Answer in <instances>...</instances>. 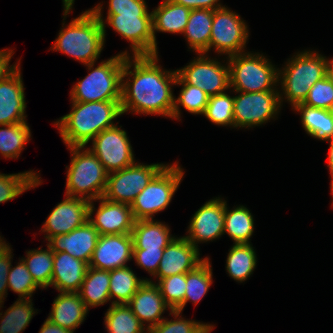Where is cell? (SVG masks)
Wrapping results in <instances>:
<instances>
[{"label": "cell", "instance_id": "5b68a950", "mask_svg": "<svg viewBox=\"0 0 333 333\" xmlns=\"http://www.w3.org/2000/svg\"><path fill=\"white\" fill-rule=\"evenodd\" d=\"M278 68V86L281 106L287 101L292 109L304 102L312 86L327 75L326 56L318 51L296 52ZM284 96V97H283Z\"/></svg>", "mask_w": 333, "mask_h": 333}, {"label": "cell", "instance_id": "60d3db41", "mask_svg": "<svg viewBox=\"0 0 333 333\" xmlns=\"http://www.w3.org/2000/svg\"><path fill=\"white\" fill-rule=\"evenodd\" d=\"M233 105L234 96L228 95L227 92L209 96L207 106L202 115L217 126L234 128Z\"/></svg>", "mask_w": 333, "mask_h": 333}, {"label": "cell", "instance_id": "277c9868", "mask_svg": "<svg viewBox=\"0 0 333 333\" xmlns=\"http://www.w3.org/2000/svg\"><path fill=\"white\" fill-rule=\"evenodd\" d=\"M63 23L50 50L59 51L87 65L96 63L105 45L102 24L95 14L86 10L66 26V16L73 7H63ZM66 26V27H65Z\"/></svg>", "mask_w": 333, "mask_h": 333}, {"label": "cell", "instance_id": "e575fe53", "mask_svg": "<svg viewBox=\"0 0 333 333\" xmlns=\"http://www.w3.org/2000/svg\"><path fill=\"white\" fill-rule=\"evenodd\" d=\"M47 246V249L39 247L26 251V256L21 258L29 270L34 281L42 288L47 289L51 285L54 252Z\"/></svg>", "mask_w": 333, "mask_h": 333}, {"label": "cell", "instance_id": "ba28073f", "mask_svg": "<svg viewBox=\"0 0 333 333\" xmlns=\"http://www.w3.org/2000/svg\"><path fill=\"white\" fill-rule=\"evenodd\" d=\"M226 61L229 65L232 91H279L278 68L263 53L244 52L229 56Z\"/></svg>", "mask_w": 333, "mask_h": 333}, {"label": "cell", "instance_id": "74e56055", "mask_svg": "<svg viewBox=\"0 0 333 333\" xmlns=\"http://www.w3.org/2000/svg\"><path fill=\"white\" fill-rule=\"evenodd\" d=\"M210 259H206L194 270L186 273V291L184 307L191 301L196 306L207 294L213 284V272Z\"/></svg>", "mask_w": 333, "mask_h": 333}, {"label": "cell", "instance_id": "f35d334b", "mask_svg": "<svg viewBox=\"0 0 333 333\" xmlns=\"http://www.w3.org/2000/svg\"><path fill=\"white\" fill-rule=\"evenodd\" d=\"M33 170L4 174L0 173V204L13 200L25 191L41 185L42 180Z\"/></svg>", "mask_w": 333, "mask_h": 333}, {"label": "cell", "instance_id": "c3c4849f", "mask_svg": "<svg viewBox=\"0 0 333 333\" xmlns=\"http://www.w3.org/2000/svg\"><path fill=\"white\" fill-rule=\"evenodd\" d=\"M14 51L12 49H1L0 50V81L9 75L20 63L10 65V61L13 57Z\"/></svg>", "mask_w": 333, "mask_h": 333}, {"label": "cell", "instance_id": "2e32d148", "mask_svg": "<svg viewBox=\"0 0 333 333\" xmlns=\"http://www.w3.org/2000/svg\"><path fill=\"white\" fill-rule=\"evenodd\" d=\"M225 199L216 197L205 202L190 219L184 236L198 248V244L214 241L224 235Z\"/></svg>", "mask_w": 333, "mask_h": 333}, {"label": "cell", "instance_id": "6da1fadb", "mask_svg": "<svg viewBox=\"0 0 333 333\" xmlns=\"http://www.w3.org/2000/svg\"><path fill=\"white\" fill-rule=\"evenodd\" d=\"M159 55L126 56L122 72V113L161 115L173 119L172 88L177 71L162 69ZM132 67V69H131Z\"/></svg>", "mask_w": 333, "mask_h": 333}, {"label": "cell", "instance_id": "f1b7e54d", "mask_svg": "<svg viewBox=\"0 0 333 333\" xmlns=\"http://www.w3.org/2000/svg\"><path fill=\"white\" fill-rule=\"evenodd\" d=\"M293 111L300 113L305 132L314 139H333V111L298 104Z\"/></svg>", "mask_w": 333, "mask_h": 333}, {"label": "cell", "instance_id": "603a6c76", "mask_svg": "<svg viewBox=\"0 0 333 333\" xmlns=\"http://www.w3.org/2000/svg\"><path fill=\"white\" fill-rule=\"evenodd\" d=\"M88 264L66 252H54L52 288L58 292H79Z\"/></svg>", "mask_w": 333, "mask_h": 333}, {"label": "cell", "instance_id": "44dd1931", "mask_svg": "<svg viewBox=\"0 0 333 333\" xmlns=\"http://www.w3.org/2000/svg\"><path fill=\"white\" fill-rule=\"evenodd\" d=\"M140 322L149 329L160 323L165 311L172 310L164 301L158 285L146 280L127 303Z\"/></svg>", "mask_w": 333, "mask_h": 333}, {"label": "cell", "instance_id": "9c48e42d", "mask_svg": "<svg viewBox=\"0 0 333 333\" xmlns=\"http://www.w3.org/2000/svg\"><path fill=\"white\" fill-rule=\"evenodd\" d=\"M183 171L178 161L166 164L130 205L134 219H154L155 214L164 211L181 184Z\"/></svg>", "mask_w": 333, "mask_h": 333}, {"label": "cell", "instance_id": "4fadbf2b", "mask_svg": "<svg viewBox=\"0 0 333 333\" xmlns=\"http://www.w3.org/2000/svg\"><path fill=\"white\" fill-rule=\"evenodd\" d=\"M199 53L188 65L177 69V74L189 85L196 86L208 96L228 91L230 88V71L228 61L219 62L216 58Z\"/></svg>", "mask_w": 333, "mask_h": 333}, {"label": "cell", "instance_id": "e0dca14e", "mask_svg": "<svg viewBox=\"0 0 333 333\" xmlns=\"http://www.w3.org/2000/svg\"><path fill=\"white\" fill-rule=\"evenodd\" d=\"M64 196L65 199L56 204L42 225L41 232L45 233L44 238L47 241L52 237L68 234L88 221L89 201Z\"/></svg>", "mask_w": 333, "mask_h": 333}, {"label": "cell", "instance_id": "d6986e66", "mask_svg": "<svg viewBox=\"0 0 333 333\" xmlns=\"http://www.w3.org/2000/svg\"><path fill=\"white\" fill-rule=\"evenodd\" d=\"M205 258H200L199 248L195 247L184 236L175 237L164 249L162 259L153 276L157 282L165 277L184 274L194 270Z\"/></svg>", "mask_w": 333, "mask_h": 333}, {"label": "cell", "instance_id": "f907efd6", "mask_svg": "<svg viewBox=\"0 0 333 333\" xmlns=\"http://www.w3.org/2000/svg\"><path fill=\"white\" fill-rule=\"evenodd\" d=\"M329 142L330 147H329V152H328V157H327V167L329 168L330 172V179L331 181L333 180V139L327 140Z\"/></svg>", "mask_w": 333, "mask_h": 333}, {"label": "cell", "instance_id": "83f0119b", "mask_svg": "<svg viewBox=\"0 0 333 333\" xmlns=\"http://www.w3.org/2000/svg\"><path fill=\"white\" fill-rule=\"evenodd\" d=\"M110 271L88 266L79 295L86 308L104 305L110 301Z\"/></svg>", "mask_w": 333, "mask_h": 333}, {"label": "cell", "instance_id": "816d5d0a", "mask_svg": "<svg viewBox=\"0 0 333 333\" xmlns=\"http://www.w3.org/2000/svg\"><path fill=\"white\" fill-rule=\"evenodd\" d=\"M327 61V75L333 80V58H326Z\"/></svg>", "mask_w": 333, "mask_h": 333}, {"label": "cell", "instance_id": "ffe728a7", "mask_svg": "<svg viewBox=\"0 0 333 333\" xmlns=\"http://www.w3.org/2000/svg\"><path fill=\"white\" fill-rule=\"evenodd\" d=\"M18 66L0 81V125L27 122L23 78Z\"/></svg>", "mask_w": 333, "mask_h": 333}, {"label": "cell", "instance_id": "f5cc1de1", "mask_svg": "<svg viewBox=\"0 0 333 333\" xmlns=\"http://www.w3.org/2000/svg\"><path fill=\"white\" fill-rule=\"evenodd\" d=\"M63 7H73L75 0H62Z\"/></svg>", "mask_w": 333, "mask_h": 333}, {"label": "cell", "instance_id": "db71d44e", "mask_svg": "<svg viewBox=\"0 0 333 333\" xmlns=\"http://www.w3.org/2000/svg\"><path fill=\"white\" fill-rule=\"evenodd\" d=\"M330 190H331V194H332V198H333V180L330 183ZM333 202V199H332ZM332 207H333V203H332Z\"/></svg>", "mask_w": 333, "mask_h": 333}, {"label": "cell", "instance_id": "d4e9b609", "mask_svg": "<svg viewBox=\"0 0 333 333\" xmlns=\"http://www.w3.org/2000/svg\"><path fill=\"white\" fill-rule=\"evenodd\" d=\"M152 12V32L155 40V55H158L156 32L183 34L188 23L191 10L174 4L170 0H163Z\"/></svg>", "mask_w": 333, "mask_h": 333}, {"label": "cell", "instance_id": "7dc6e473", "mask_svg": "<svg viewBox=\"0 0 333 333\" xmlns=\"http://www.w3.org/2000/svg\"><path fill=\"white\" fill-rule=\"evenodd\" d=\"M174 4H178L184 7L189 8L190 10L193 9H211L216 10L219 8L224 7L220 0H170Z\"/></svg>", "mask_w": 333, "mask_h": 333}, {"label": "cell", "instance_id": "1f68e13d", "mask_svg": "<svg viewBox=\"0 0 333 333\" xmlns=\"http://www.w3.org/2000/svg\"><path fill=\"white\" fill-rule=\"evenodd\" d=\"M146 280L148 278L137 277L129 266L110 270L111 304H127Z\"/></svg>", "mask_w": 333, "mask_h": 333}, {"label": "cell", "instance_id": "8992f818", "mask_svg": "<svg viewBox=\"0 0 333 333\" xmlns=\"http://www.w3.org/2000/svg\"><path fill=\"white\" fill-rule=\"evenodd\" d=\"M130 54L125 50L102 60L97 67L95 63L85 65L90 72L73 85L71 102L121 101L123 66Z\"/></svg>", "mask_w": 333, "mask_h": 333}, {"label": "cell", "instance_id": "d6a6232c", "mask_svg": "<svg viewBox=\"0 0 333 333\" xmlns=\"http://www.w3.org/2000/svg\"><path fill=\"white\" fill-rule=\"evenodd\" d=\"M32 301L31 298H18L4 313L1 312L0 333H22L33 316L38 313V310L34 309ZM1 307H3V303L0 304Z\"/></svg>", "mask_w": 333, "mask_h": 333}, {"label": "cell", "instance_id": "4316f807", "mask_svg": "<svg viewBox=\"0 0 333 333\" xmlns=\"http://www.w3.org/2000/svg\"><path fill=\"white\" fill-rule=\"evenodd\" d=\"M214 11L211 9H193L182 35L186 38L190 50L208 54Z\"/></svg>", "mask_w": 333, "mask_h": 333}, {"label": "cell", "instance_id": "b9f144b4", "mask_svg": "<svg viewBox=\"0 0 333 333\" xmlns=\"http://www.w3.org/2000/svg\"><path fill=\"white\" fill-rule=\"evenodd\" d=\"M158 285L165 303L172 309L182 313L186 291V273L171 275L158 282L148 279Z\"/></svg>", "mask_w": 333, "mask_h": 333}, {"label": "cell", "instance_id": "ac0fdd59", "mask_svg": "<svg viewBox=\"0 0 333 333\" xmlns=\"http://www.w3.org/2000/svg\"><path fill=\"white\" fill-rule=\"evenodd\" d=\"M132 234L99 235L89 266L100 270L126 267L132 260Z\"/></svg>", "mask_w": 333, "mask_h": 333}, {"label": "cell", "instance_id": "52a82bcc", "mask_svg": "<svg viewBox=\"0 0 333 333\" xmlns=\"http://www.w3.org/2000/svg\"><path fill=\"white\" fill-rule=\"evenodd\" d=\"M71 153V163L66 166L65 195L83 198L88 201L103 196L108 172L97 156L87 147H67Z\"/></svg>", "mask_w": 333, "mask_h": 333}, {"label": "cell", "instance_id": "484cf974", "mask_svg": "<svg viewBox=\"0 0 333 333\" xmlns=\"http://www.w3.org/2000/svg\"><path fill=\"white\" fill-rule=\"evenodd\" d=\"M168 224L154 219L136 220L132 229L133 249L164 250L176 237Z\"/></svg>", "mask_w": 333, "mask_h": 333}, {"label": "cell", "instance_id": "bcb514c9", "mask_svg": "<svg viewBox=\"0 0 333 333\" xmlns=\"http://www.w3.org/2000/svg\"><path fill=\"white\" fill-rule=\"evenodd\" d=\"M163 252L164 250L133 249L132 259L152 277L157 273Z\"/></svg>", "mask_w": 333, "mask_h": 333}, {"label": "cell", "instance_id": "7bdbcfd3", "mask_svg": "<svg viewBox=\"0 0 333 333\" xmlns=\"http://www.w3.org/2000/svg\"><path fill=\"white\" fill-rule=\"evenodd\" d=\"M19 260L16 266L11 265L7 277L8 288L17 293L19 299L32 298L33 293L42 288L34 281L23 260Z\"/></svg>", "mask_w": 333, "mask_h": 333}, {"label": "cell", "instance_id": "8fae6325", "mask_svg": "<svg viewBox=\"0 0 333 333\" xmlns=\"http://www.w3.org/2000/svg\"><path fill=\"white\" fill-rule=\"evenodd\" d=\"M240 16L227 6L214 10L209 51L227 57L246 52L250 33Z\"/></svg>", "mask_w": 333, "mask_h": 333}, {"label": "cell", "instance_id": "7a4b0ae2", "mask_svg": "<svg viewBox=\"0 0 333 333\" xmlns=\"http://www.w3.org/2000/svg\"><path fill=\"white\" fill-rule=\"evenodd\" d=\"M102 3L90 10L102 24L106 37V24L122 38L129 41L133 56H155V40L152 32V12L145 0H109L106 19Z\"/></svg>", "mask_w": 333, "mask_h": 333}, {"label": "cell", "instance_id": "ee69618b", "mask_svg": "<svg viewBox=\"0 0 333 333\" xmlns=\"http://www.w3.org/2000/svg\"><path fill=\"white\" fill-rule=\"evenodd\" d=\"M309 107L332 110L333 109V80L326 75L318 80L310 89L302 103Z\"/></svg>", "mask_w": 333, "mask_h": 333}, {"label": "cell", "instance_id": "7402d4cb", "mask_svg": "<svg viewBox=\"0 0 333 333\" xmlns=\"http://www.w3.org/2000/svg\"><path fill=\"white\" fill-rule=\"evenodd\" d=\"M99 238L98 230L87 221L68 234L58 235L48 240L53 252H66L89 264Z\"/></svg>", "mask_w": 333, "mask_h": 333}, {"label": "cell", "instance_id": "8d00e7d4", "mask_svg": "<svg viewBox=\"0 0 333 333\" xmlns=\"http://www.w3.org/2000/svg\"><path fill=\"white\" fill-rule=\"evenodd\" d=\"M182 86L179 96L174 97V107H173V119L181 120V109L182 106L186 111L194 115H202L207 106L209 96L197 88L187 84L178 74L175 82V86Z\"/></svg>", "mask_w": 333, "mask_h": 333}, {"label": "cell", "instance_id": "f6af8a7d", "mask_svg": "<svg viewBox=\"0 0 333 333\" xmlns=\"http://www.w3.org/2000/svg\"><path fill=\"white\" fill-rule=\"evenodd\" d=\"M12 250L11 246L4 240V237L0 236V304L4 303L8 294L7 277L12 265Z\"/></svg>", "mask_w": 333, "mask_h": 333}, {"label": "cell", "instance_id": "681fc988", "mask_svg": "<svg viewBox=\"0 0 333 333\" xmlns=\"http://www.w3.org/2000/svg\"><path fill=\"white\" fill-rule=\"evenodd\" d=\"M38 333H73V332L61 326L53 324L51 321L46 319Z\"/></svg>", "mask_w": 333, "mask_h": 333}, {"label": "cell", "instance_id": "f546056e", "mask_svg": "<svg viewBox=\"0 0 333 333\" xmlns=\"http://www.w3.org/2000/svg\"><path fill=\"white\" fill-rule=\"evenodd\" d=\"M254 233V217L247 207L239 205L229 210L225 200L224 235L227 234L234 244H251Z\"/></svg>", "mask_w": 333, "mask_h": 333}, {"label": "cell", "instance_id": "9a60e30c", "mask_svg": "<svg viewBox=\"0 0 333 333\" xmlns=\"http://www.w3.org/2000/svg\"><path fill=\"white\" fill-rule=\"evenodd\" d=\"M97 201L100 205L95 209L94 202ZM95 211V216H92ZM88 221L98 230L99 235H112L131 234L136 220L129 204L101 197L89 201Z\"/></svg>", "mask_w": 333, "mask_h": 333}, {"label": "cell", "instance_id": "ab89813d", "mask_svg": "<svg viewBox=\"0 0 333 333\" xmlns=\"http://www.w3.org/2000/svg\"><path fill=\"white\" fill-rule=\"evenodd\" d=\"M174 320L164 318L160 323L148 329V333H210L214 329L213 324L203 323L193 319H185L181 312L171 310L169 316ZM181 315V316H180Z\"/></svg>", "mask_w": 333, "mask_h": 333}, {"label": "cell", "instance_id": "30bf717a", "mask_svg": "<svg viewBox=\"0 0 333 333\" xmlns=\"http://www.w3.org/2000/svg\"><path fill=\"white\" fill-rule=\"evenodd\" d=\"M164 163L134 164L118 171L108 173L103 198L131 205L150 181L165 167Z\"/></svg>", "mask_w": 333, "mask_h": 333}, {"label": "cell", "instance_id": "7c38bea8", "mask_svg": "<svg viewBox=\"0 0 333 333\" xmlns=\"http://www.w3.org/2000/svg\"><path fill=\"white\" fill-rule=\"evenodd\" d=\"M234 96V128H253L276 119L281 110L280 91L239 92ZM268 121V122H267Z\"/></svg>", "mask_w": 333, "mask_h": 333}, {"label": "cell", "instance_id": "5bb4252c", "mask_svg": "<svg viewBox=\"0 0 333 333\" xmlns=\"http://www.w3.org/2000/svg\"><path fill=\"white\" fill-rule=\"evenodd\" d=\"M121 127L116 125L103 130L93 138L92 148H89L108 173L121 170L136 162L127 132Z\"/></svg>", "mask_w": 333, "mask_h": 333}, {"label": "cell", "instance_id": "d590c367", "mask_svg": "<svg viewBox=\"0 0 333 333\" xmlns=\"http://www.w3.org/2000/svg\"><path fill=\"white\" fill-rule=\"evenodd\" d=\"M30 138L31 130L27 122L0 125V154L5 159H18Z\"/></svg>", "mask_w": 333, "mask_h": 333}, {"label": "cell", "instance_id": "4dcf8cb0", "mask_svg": "<svg viewBox=\"0 0 333 333\" xmlns=\"http://www.w3.org/2000/svg\"><path fill=\"white\" fill-rule=\"evenodd\" d=\"M257 265V256L252 244H234L226 259V271L229 277L243 283L253 274Z\"/></svg>", "mask_w": 333, "mask_h": 333}, {"label": "cell", "instance_id": "3957f363", "mask_svg": "<svg viewBox=\"0 0 333 333\" xmlns=\"http://www.w3.org/2000/svg\"><path fill=\"white\" fill-rule=\"evenodd\" d=\"M71 112L54 122L67 147H86L100 132L116 126L121 101L71 102Z\"/></svg>", "mask_w": 333, "mask_h": 333}, {"label": "cell", "instance_id": "cb8c5ba5", "mask_svg": "<svg viewBox=\"0 0 333 333\" xmlns=\"http://www.w3.org/2000/svg\"><path fill=\"white\" fill-rule=\"evenodd\" d=\"M88 311L78 292H59L47 319L74 333L85 321Z\"/></svg>", "mask_w": 333, "mask_h": 333}, {"label": "cell", "instance_id": "836d02e7", "mask_svg": "<svg viewBox=\"0 0 333 333\" xmlns=\"http://www.w3.org/2000/svg\"><path fill=\"white\" fill-rule=\"evenodd\" d=\"M104 318L107 333H148L127 304H111Z\"/></svg>", "mask_w": 333, "mask_h": 333}]
</instances>
